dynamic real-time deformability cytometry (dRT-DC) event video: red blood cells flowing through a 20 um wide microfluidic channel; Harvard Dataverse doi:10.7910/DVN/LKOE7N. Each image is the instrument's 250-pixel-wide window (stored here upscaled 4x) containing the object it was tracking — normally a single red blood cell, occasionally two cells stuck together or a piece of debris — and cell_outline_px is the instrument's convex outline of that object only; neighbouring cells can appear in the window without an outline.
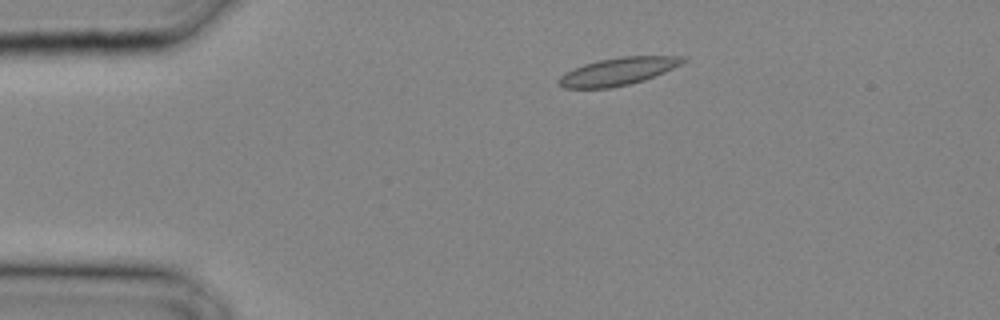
{"species": "common noctule bat (a hibernating species)", "species_latin": "Nyctalus noctula", "temperature_condition": "cold", "stored_images_in_passage": 16, "camera_frame_rate_fps": 3000, "um_per_image_px": 0.085, "animal": {"sex": "male", "body_mass_g": 20.4}, "frame": {"image": 1, "passage_image": 3, "time_ms": 0.667, "image_size_px": [1000, 320], "cell_outline_px": [[688, 60], [664, 72], [644, 80], [612, 88], [564, 88], [556, 80], [564, 72], [572, 68], [584, 64], [600, 60], [624, 56], [684, 56]], "centroid_in_image_um": [52.5, 6.07], "position_along_channel_um": 32.5, "area_um2": 19.88}}
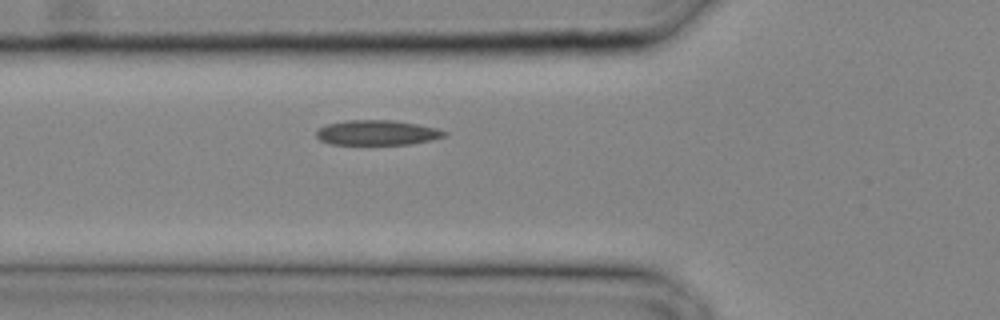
{"frame": {"image": 2, "passage_image": 8, "time_ms": 2.333, "image_size_px": [1000, 320], "cell_outline_px": [[448, 136], [432, 140], [412, 144], [328, 144], [320, 140], [316, 136], [316, 132], [320, 128], [328, 124], [344, 120], [392, 120], [416, 124], [436, 128], [448, 132]], "centroid_in_image_um": [32.08, 11.28], "position_along_channel_um": 93.7, "area_um2": 18.67}}
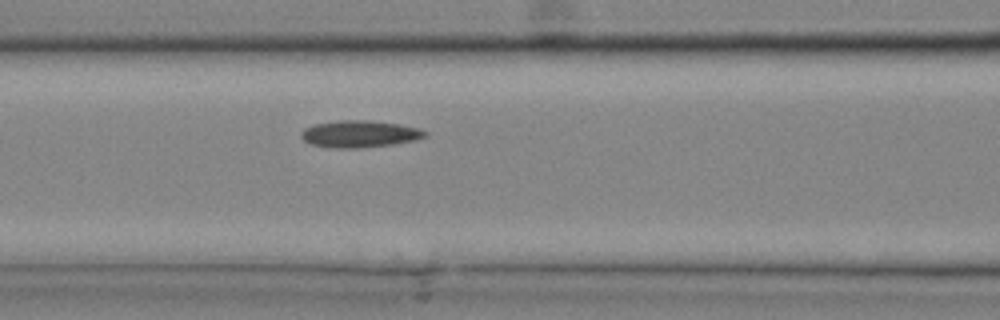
{"frame": {"image": 3, "passage_image": 10, "time_ms": 3.0, "image_size_px": [1000, 320], "cell_outline_px": [[428, 136], [416, 140], [392, 144], [356, 148], [332, 148], [308, 144], [300, 136], [300, 132], [304, 128], [312, 124], [340, 120], [372, 120], [400, 124], [420, 128], [428, 132]], "centroid_in_image_um": [30.56, 11.38], "position_along_channel_um": 136.0, "area_um2": 19.77}}